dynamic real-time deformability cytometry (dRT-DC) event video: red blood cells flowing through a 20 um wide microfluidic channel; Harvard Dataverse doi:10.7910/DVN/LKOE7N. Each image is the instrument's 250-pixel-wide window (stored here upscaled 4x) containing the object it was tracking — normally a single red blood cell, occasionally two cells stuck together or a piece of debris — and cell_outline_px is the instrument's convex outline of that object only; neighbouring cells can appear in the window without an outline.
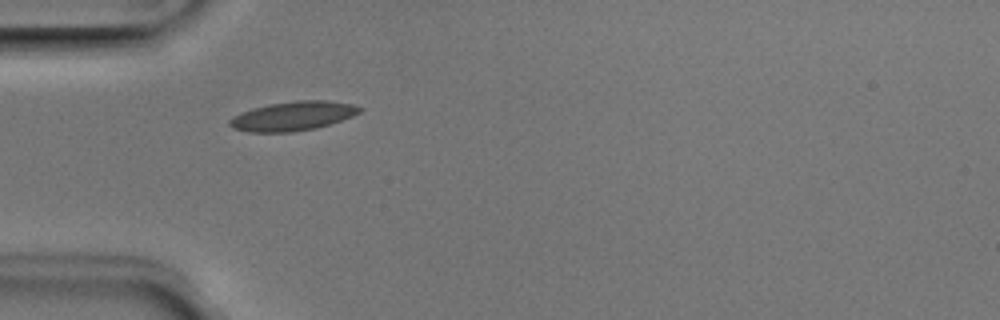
{"species": "Egyptian fruit bat (a non-hibernating species)", "species_latin": "Rousettus aegyptiacus", "temperature_condition": "room temperature", "stored_images_in_passage": 3, "camera_frame_rate_fps": 3000, "um_per_image_px": 0.085, "animal": {"sex": "male"}, "frame": {"image": 1, "passage_image": 1, "time_ms": 0.0, "image_size_px": [1000, 320], "cell_outline_px": [[364, 108], [360, 112], [352, 116], [316, 128], [292, 132], [248, 132], [232, 128], [228, 124], [228, 120], [232, 116], [240, 112], [252, 108], [268, 104], [300, 100], [328, 100], [352, 104]], "centroid_in_image_um": [24.85, 9.86], "position_along_channel_um": 60.1, "area_um2": 22.2}}
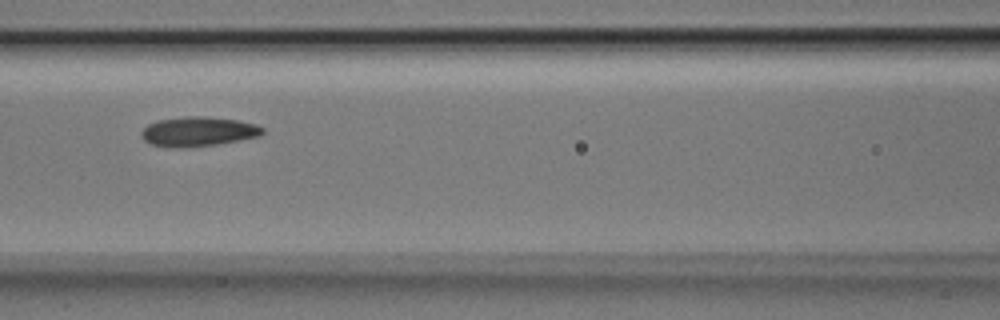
{"frame": {"image": 2, "passage_image": 3, "time_ms": 0.667, "image_size_px": [1000, 320], "cell_outline_px": [[264, 132], [260, 136], [240, 140], [216, 144], [188, 148], [172, 148], [152, 144], [144, 140], [140, 136], [140, 132], [148, 124], [156, 120], [188, 116], [204, 116], [236, 120], [256, 124], [264, 128]], "centroid_in_image_um": [16.83, 11.19], "position_along_channel_um": 149.8, "area_um2": 21.04}}